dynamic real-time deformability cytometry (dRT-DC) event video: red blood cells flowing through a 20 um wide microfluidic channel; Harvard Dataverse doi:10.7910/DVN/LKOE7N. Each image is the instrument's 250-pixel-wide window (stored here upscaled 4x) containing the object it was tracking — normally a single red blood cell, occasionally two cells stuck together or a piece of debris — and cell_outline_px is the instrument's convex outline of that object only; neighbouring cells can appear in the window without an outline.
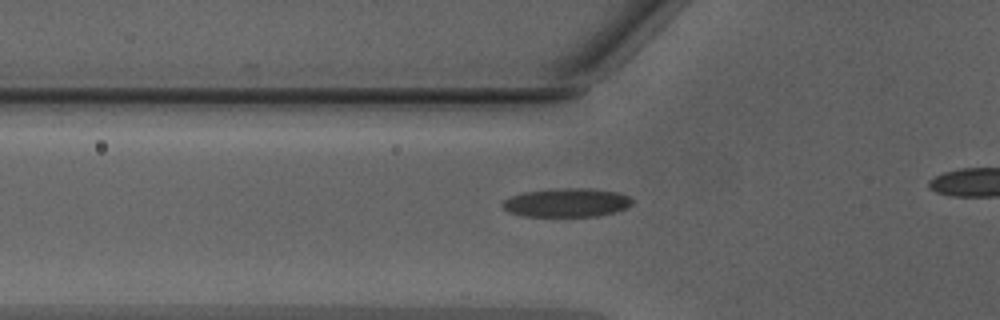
{"species": "Egyptian fruit bat (a non-hibernating species)", "species_latin": "Rousettus aegyptiacus", "temperature_condition": "warm", "stored_images_in_passage": 34, "camera_frame_rate_fps": 3000, "um_per_image_px": 0.085, "animal": {"sex": "male"}, "frame": {"image": 1, "passage_image": 11, "time_ms": 3.333, "image_size_px": [1000, 320], "cell_outline_px": [[632, 204], [628, 208], [616, 212], [596, 216], [524, 216], [508, 212], [500, 204], [504, 200], [512, 196], [524, 192], [548, 188], [588, 188], [620, 192], [628, 196], [632, 200]], "centroid_in_image_um": [48.18, 17.21], "position_along_channel_um": 77.6, "area_um2": 21.96}}
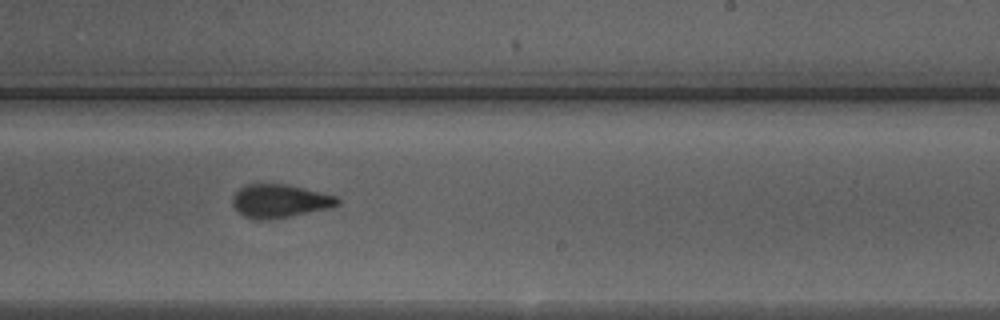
{"frame": {"image": 2, "passage_image": 24, "time_ms": 7.667, "image_size_px": [1000, 320], "cell_outline_px": [[340, 204], [332, 208], [288, 216], [244, 216], [232, 204], [232, 196], [244, 184], [288, 184], [340, 196]], "centroid_in_image_um": [23.88, 17.02], "position_along_channel_um": 265.1, "area_um2": 19.83}}
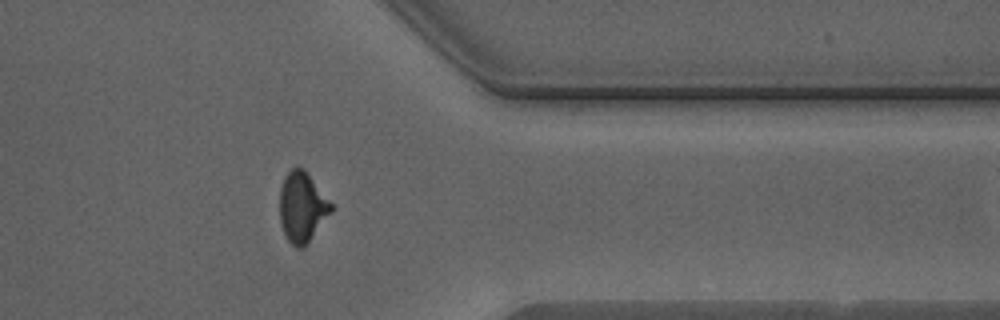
{"frame": {"image": 3, "passage_image": 33, "time_ms": 10.667, "image_size_px": [1000, 320], "cell_outline_px": [[332, 212], [304, 248], [296, 248], [288, 240], [284, 232], [280, 220], [280, 188], [284, 176], [296, 164], [304, 168], [332, 204]], "centroid_in_image_um": [25.68, 17.58], "position_along_channel_um": 385.7, "area_um2": 21.1}}